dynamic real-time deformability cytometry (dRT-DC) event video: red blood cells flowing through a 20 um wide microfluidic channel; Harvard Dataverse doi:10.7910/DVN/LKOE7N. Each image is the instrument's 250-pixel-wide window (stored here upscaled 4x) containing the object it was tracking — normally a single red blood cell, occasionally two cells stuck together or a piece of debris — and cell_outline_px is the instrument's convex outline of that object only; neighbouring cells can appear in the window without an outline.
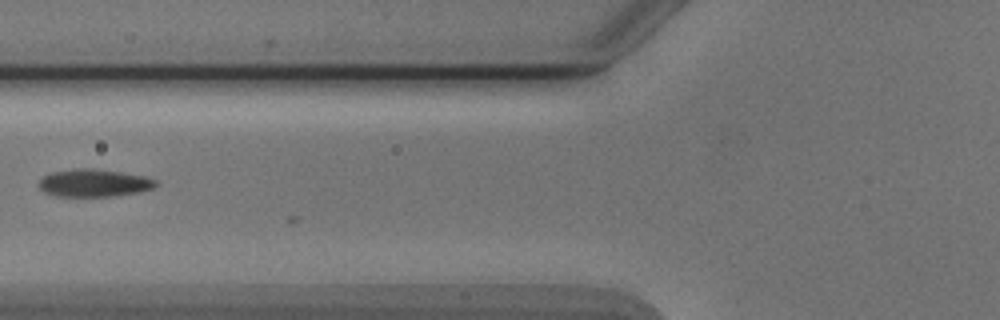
{"species": "Egyptian fruit bat (a non-hibernating species)", "species_latin": "Rousettus aegyptiacus", "temperature_condition": "cold", "stored_images_in_passage": 5, "camera_frame_rate_fps": 3000, "um_per_image_px": 0.085, "animal": {"sex": "male"}, "frame": {"image": 1, "passage_image": 5, "time_ms": 4.667, "image_size_px": [1000, 320], "cell_outline_px": [[160, 184], [152, 188], [140, 192], [112, 196], [56, 196], [44, 192], [40, 188], [40, 180], [44, 176], [52, 172], [72, 168], [92, 168], [120, 172], [144, 176], [156, 180]], "centroid_in_image_um": [8.01, 15.55], "position_along_channel_um": 117.8, "area_um2": 18.79}}